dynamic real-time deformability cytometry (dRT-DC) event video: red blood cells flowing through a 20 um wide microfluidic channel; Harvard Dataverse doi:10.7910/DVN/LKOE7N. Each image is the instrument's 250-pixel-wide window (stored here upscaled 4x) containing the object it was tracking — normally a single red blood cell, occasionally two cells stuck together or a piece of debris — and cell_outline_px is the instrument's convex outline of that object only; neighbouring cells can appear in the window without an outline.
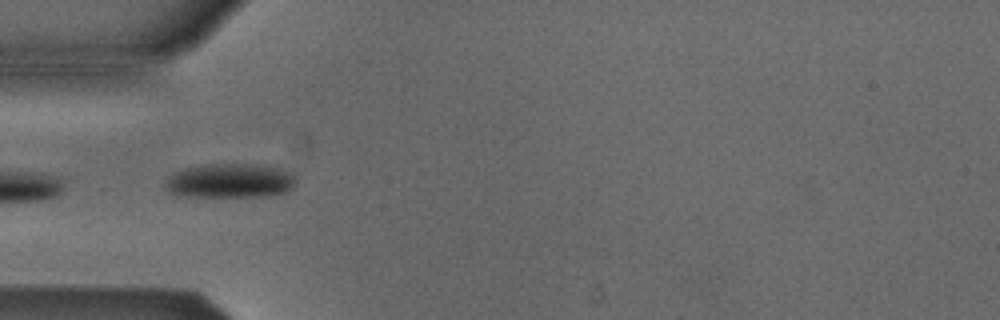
{"species": "Egyptian fruit bat (a non-hibernating species)", "species_latin": "Rousettus aegyptiacus", "temperature_condition": "cold", "stored_images_in_passage": 8, "camera_frame_rate_fps": 3000, "um_per_image_px": 0.085, "animal": {"sex": "male"}, "frame": {"image": 1, "passage_image": 5, "time_ms": 5.0, "image_size_px": [1000, 320], "cell_outline_px": [[296, 184], [288, 192], [264, 196], [176, 196], [168, 192], [164, 184], [172, 172], [184, 168], [204, 164], [256, 164], [276, 168], [292, 172], [296, 180]], "centroid_in_image_um": [19.53, 15.36], "position_along_channel_um": 65.5, "area_um2": 26.41}}
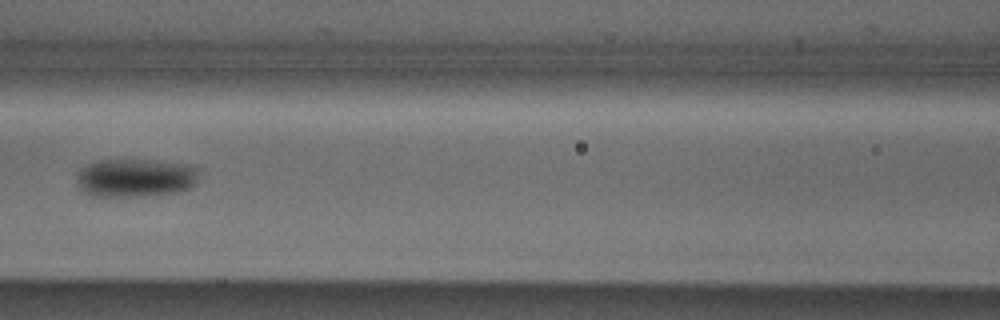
{"frame": {"image": 2, "passage_image": 7, "time_ms": 7.333, "image_size_px": [1000, 320], "cell_outline_px": [[196, 180], [188, 188], [180, 192], [136, 196], [92, 196], [84, 192], [80, 188], [80, 168], [88, 164], [100, 160], [148, 160], [184, 164], [196, 168]], "centroid_in_image_um": [11.49, 15.12], "position_along_channel_um": 155.1, "area_um2": 26.65}}
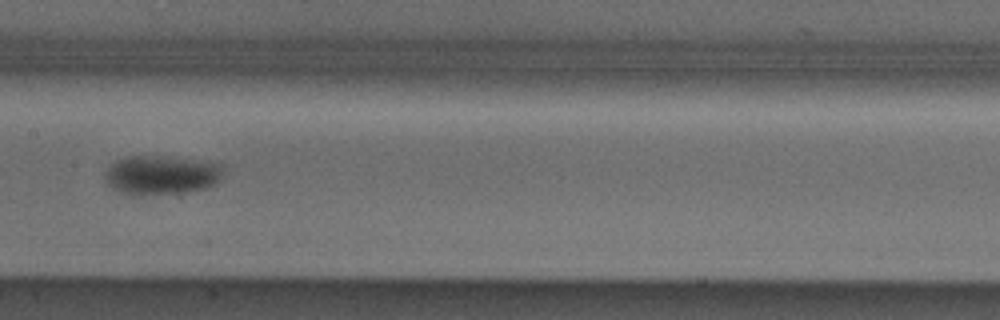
{"frame": {"image": 3, "passage_image": 8, "time_ms": 8.333, "image_size_px": [1000, 320], "cell_outline_px": [[224, 168], [220, 180], [204, 188], [176, 192], [140, 196], [136, 196], [112, 188], [108, 184], [104, 176], [108, 168], [116, 160], [128, 156], [164, 156], [224, 164]], "centroid_in_image_um": [13.7, 14.86], "position_along_channel_um": 193.7, "area_um2": 26.65}}